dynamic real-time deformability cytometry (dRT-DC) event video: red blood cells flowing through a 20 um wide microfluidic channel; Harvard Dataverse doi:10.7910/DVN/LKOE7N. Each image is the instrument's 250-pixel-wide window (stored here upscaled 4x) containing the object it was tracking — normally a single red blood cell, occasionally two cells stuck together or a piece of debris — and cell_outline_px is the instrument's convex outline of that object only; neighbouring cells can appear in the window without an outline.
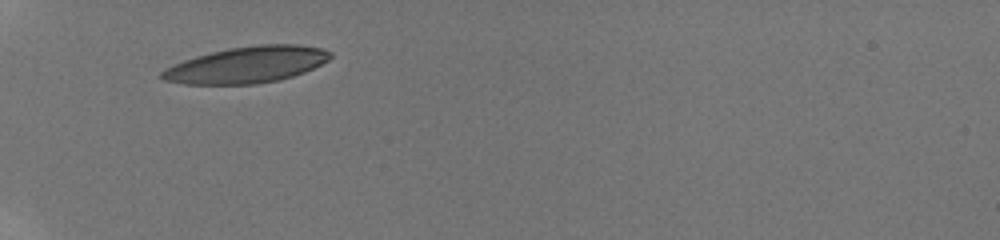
{"species": "human", "species_latin": "Homo sapiens", "temperature_condition": "room temperature", "stored_images_in_passage": 15, "camera_frame_rate_fps": 3000, "um_per_image_px": 0.085, "donor": {"sex": "male"}, "frame": {"image": 1, "passage_image": 1, "time_ms": 0.0, "image_size_px": [1000, 240], "cell_outline_px": [[332, 56], [328, 60], [304, 72], [292, 76], [276, 80], [256, 84], [184, 84], [164, 80], [160, 76], [160, 72], [184, 60], [196, 56], [228, 48], [260, 44], [296, 44], [324, 48], [332, 52]], "centroid_in_image_um": [21.01, 5.5], "position_along_channel_um": 64.0, "area_um2": 35.43}}
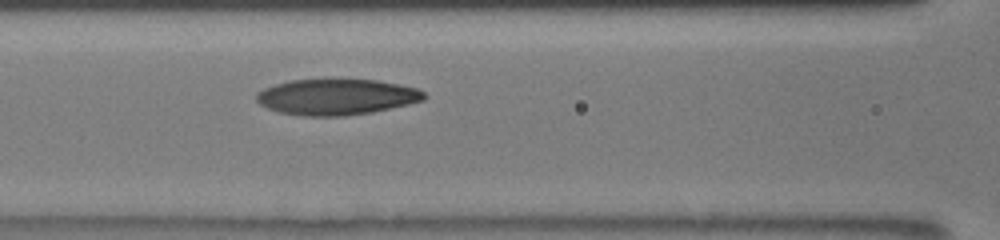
{"frame": {"image": 2, "passage_image": 9, "time_ms": 2.333, "image_size_px": [1000, 240], "cell_outline_px": [[428, 96], [424, 100], [408, 104], [372, 112], [344, 116], [304, 116], [280, 112], [268, 108], [260, 104], [256, 100], [256, 92], [264, 88], [276, 84], [292, 80], [376, 80], [400, 84], [416, 88], [424, 92]], "centroid_in_image_um": [28.61, 8.24], "position_along_channel_um": 138.0, "area_um2": 34.91}}
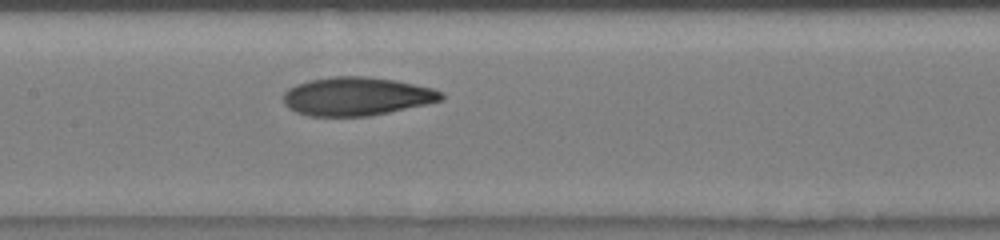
{"frame": {"image": 3, "passage_image": 13, "time_ms": 3.333, "image_size_px": [1000, 240], "cell_outline_px": [[444, 96], [440, 100], [424, 104], [388, 112], [368, 116], [308, 116], [296, 112], [288, 108], [284, 104], [284, 92], [288, 88], [296, 84], [308, 80], [332, 76], [368, 76], [392, 80], [432, 88], [444, 92]], "centroid_in_image_um": [30.25, 8.18], "position_along_channel_um": 177.1, "area_um2": 35.2}}